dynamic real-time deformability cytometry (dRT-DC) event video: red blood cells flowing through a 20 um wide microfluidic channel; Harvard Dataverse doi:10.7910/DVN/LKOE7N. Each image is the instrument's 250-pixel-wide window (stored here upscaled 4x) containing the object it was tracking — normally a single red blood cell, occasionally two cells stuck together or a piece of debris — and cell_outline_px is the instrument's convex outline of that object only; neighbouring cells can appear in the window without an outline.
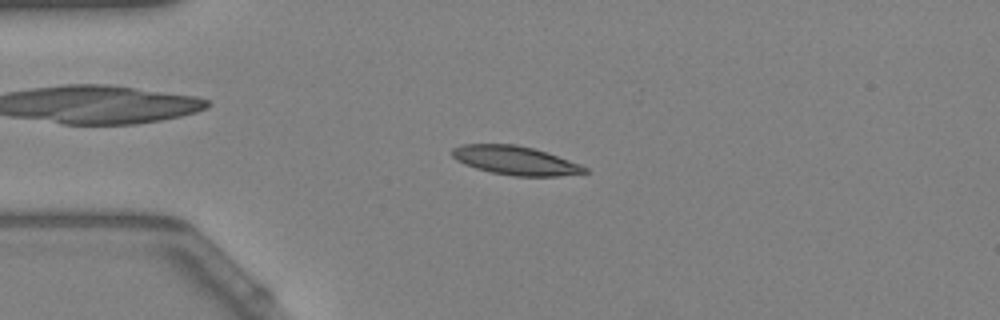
{"species": "Egyptian fruit bat (a non-hibernating species)", "species_latin": "Rousettus aegyptiacus", "temperature_condition": "warm", "stored_images_in_passage": 48, "camera_frame_rate_fps": 3000, "um_per_image_px": 0.085, "animal": {"sex": "female"}, "frame": {"image": 1, "passage_image": 5, "time_ms": 1.333, "image_size_px": [1000, 320], "cell_outline_px": [[588, 172], [560, 176], [516, 176], [492, 172], [476, 168], [464, 164], [456, 160], [452, 156], [452, 148], [460, 144], [516, 144], [532, 148], [580, 164], [588, 168]], "centroid_in_image_um": [43.77, 13.63], "position_along_channel_um": 41.2, "area_um2": 22.02}}
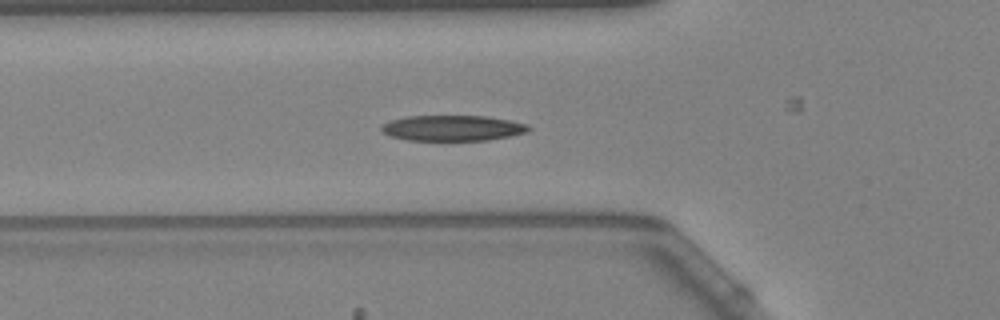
{"frame": {"image": 2, "passage_image": 11, "time_ms": 3.333, "image_size_px": [1000, 320], "cell_outline_px": [[532, 128], [524, 132], [508, 136], [488, 140], [408, 140], [392, 136], [384, 132], [380, 128], [384, 124], [392, 120], [404, 116], [484, 116], [508, 120], [528, 124]], "centroid_in_image_um": [38.47, 10.88], "position_along_channel_um": 87.3, "area_um2": 21.62}}
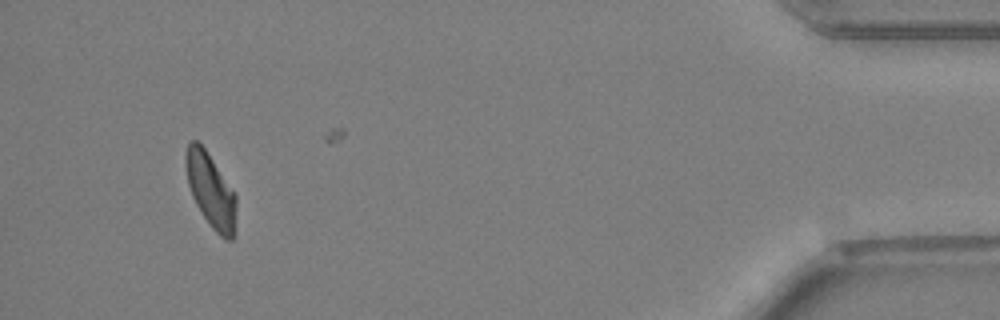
{"frame": {"image": 3, "passage_image": 44, "time_ms": 14.333, "image_size_px": [1000, 320], "cell_outline_px": [[236, 236], [232, 240], [228, 240], [220, 236], [212, 228], [196, 204], [192, 196], [188, 184], [184, 164], [184, 156], [188, 144], [192, 140], [196, 140], [204, 148], [236, 192]], "centroid_in_image_um": [17.94, 16.21], "position_along_channel_um": 417.3, "area_um2": 22.14}, "authors_computed_cell_mechanics": {"area_um2": 22.1085, "velocity_mm_per_s": 3.6502, "shape_relaxation_time_tau1_ms": 3.5452, "shape_relaxation_time_tau2_ms": 4.1557, "deformation_change_tau1": 0.1394, "deformation_change_tau2": 0.1268}}